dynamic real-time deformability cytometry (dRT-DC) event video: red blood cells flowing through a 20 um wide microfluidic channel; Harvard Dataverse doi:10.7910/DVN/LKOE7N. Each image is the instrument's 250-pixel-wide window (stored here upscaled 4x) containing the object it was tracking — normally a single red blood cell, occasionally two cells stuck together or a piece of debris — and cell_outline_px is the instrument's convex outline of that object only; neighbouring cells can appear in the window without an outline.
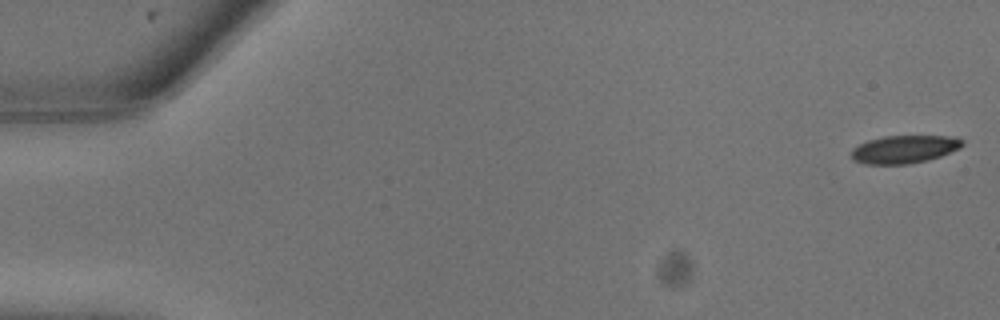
{"species": "common noctule bat (a hibernating species)", "species_latin": "Nyctalus noctula", "temperature_condition": "warm", "stored_images_in_passage": 8, "camera_frame_rate_fps": 3000, "um_per_image_px": 0.085, "animal": {"sex": "male", "body_mass_g": 13.3}, "frame": {"image": 1, "passage_image": 1, "time_ms": 0.0, "image_size_px": [1000, 320], "cell_outline_px": [[964, 144], [960, 148], [940, 156], [928, 160], [908, 164], [864, 164], [852, 160], [852, 148], [868, 140], [884, 136], [956, 136], [964, 140]], "centroid_in_image_um": [76.88, 12.68], "position_along_channel_um": 8.1, "area_um2": 18.15}}
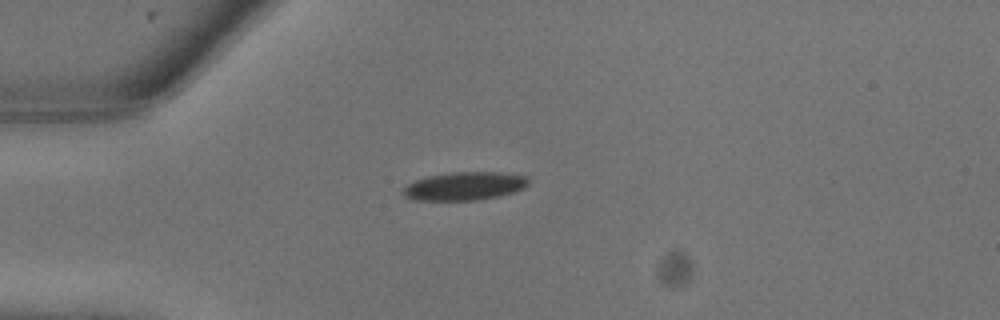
{"frame": {"image": 2, "passage_image": 7, "time_ms": 2.0, "image_size_px": [1000, 320], "cell_outline_px": [[528, 184], [524, 188], [516, 192], [476, 200], [416, 200], [404, 196], [400, 192], [408, 184], [416, 180], [428, 176], [452, 172], [500, 172], [528, 176]], "centroid_in_image_um": [39.5, 15.81], "position_along_channel_um": 45.5, "area_um2": 20.63}}